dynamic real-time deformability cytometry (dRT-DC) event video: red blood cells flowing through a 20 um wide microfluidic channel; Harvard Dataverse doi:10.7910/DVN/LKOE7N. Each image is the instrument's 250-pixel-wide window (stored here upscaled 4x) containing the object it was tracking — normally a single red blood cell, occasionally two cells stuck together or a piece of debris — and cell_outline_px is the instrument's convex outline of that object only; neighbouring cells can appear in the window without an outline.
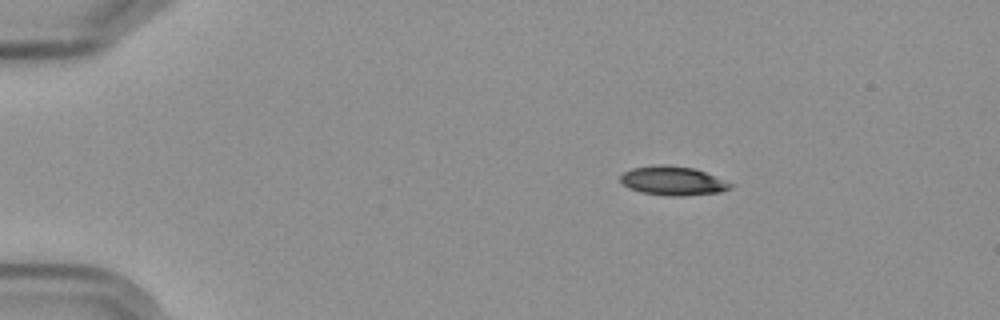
{"species": "Egyptian fruit bat (a non-hibernating species)", "species_latin": "Rousettus aegyptiacus", "temperature_condition": "cold", "stored_images_in_passage": 6, "camera_frame_rate_fps": 3000, "um_per_image_px": 0.085, "frame": {"image": 1, "passage_image": 1, "time_ms": 0.0, "image_size_px": [1000, 320], "cell_outline_px": [[732, 188], [720, 192], [684, 196], [668, 196], [640, 192], [628, 188], [620, 180], [620, 176], [624, 172], [632, 168], [656, 164], [664, 164], [692, 168], [716, 176], [732, 184]], "centroid_in_image_um": [57.17, 15.37], "position_along_channel_um": 27.8, "area_um2": 18.61}}
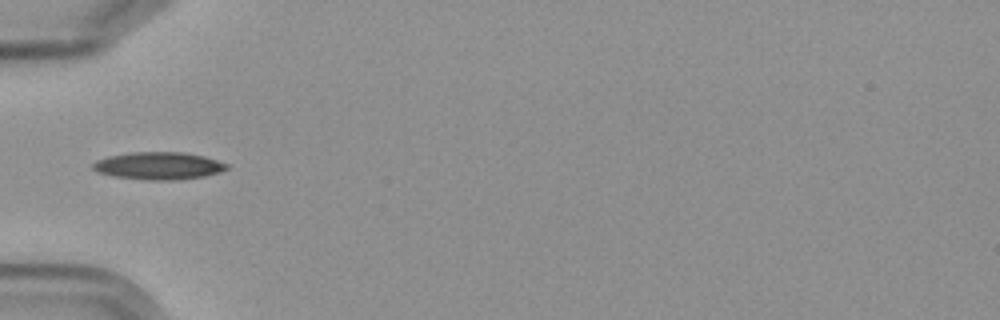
{"frame": {"image": 2, "passage_image": 4, "time_ms": 3.333, "image_size_px": [1000, 320], "cell_outline_px": [[228, 168], [220, 172], [204, 176], [172, 180], [148, 180], [112, 176], [96, 172], [92, 168], [92, 164], [96, 160], [108, 156], [132, 152], [184, 152], [204, 156], [228, 164]], "centroid_in_image_um": [13.45, 14.09], "position_along_channel_um": 71.6, "area_um2": 21.44}}
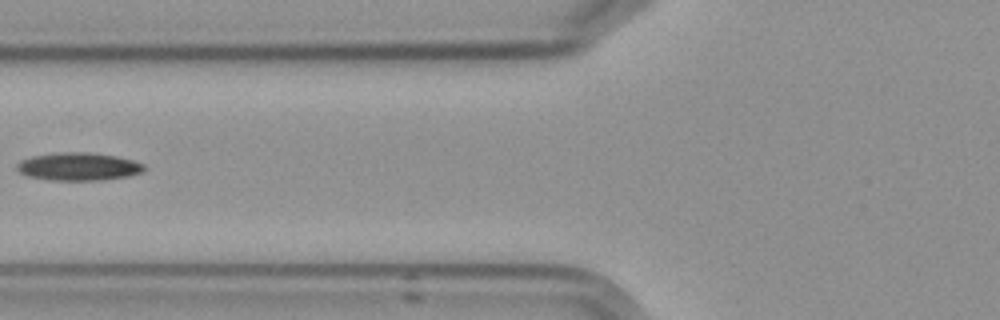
{"frame": {"image": 3, "passage_image": 5, "time_ms": 4.667, "image_size_px": [1000, 320], "cell_outline_px": [[148, 168], [144, 172], [128, 176], [100, 180], [52, 180], [28, 176], [20, 172], [16, 168], [16, 164], [20, 160], [32, 156], [60, 152], [88, 152], [116, 156], [132, 160], [144, 164]], "centroid_in_image_um": [6.7, 14.15], "position_along_channel_um": 119.1, "area_um2": 20.75}}